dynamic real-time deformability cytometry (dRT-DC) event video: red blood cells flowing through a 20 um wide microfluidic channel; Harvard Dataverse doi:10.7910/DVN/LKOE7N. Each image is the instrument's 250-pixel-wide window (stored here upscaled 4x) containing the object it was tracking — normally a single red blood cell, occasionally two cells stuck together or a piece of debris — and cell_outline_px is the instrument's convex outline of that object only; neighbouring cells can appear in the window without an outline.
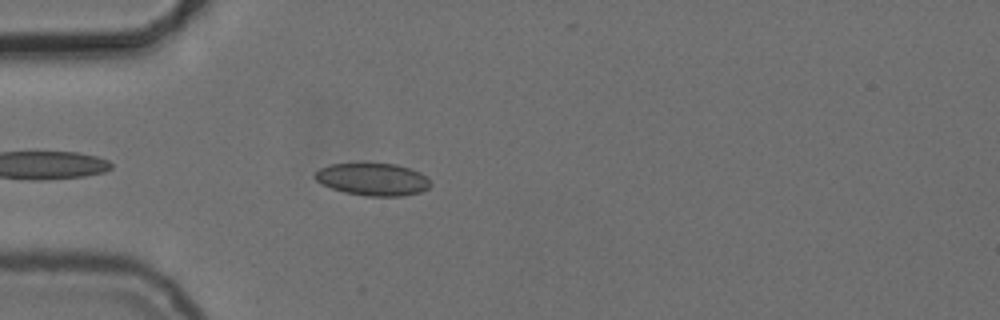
{"species": "common noctule bat (a hibernating species)", "species_latin": "Nyctalus noctula", "temperature_condition": "cold", "stored_images_in_passage": 22, "camera_frame_rate_fps": 3000, "um_per_image_px": 0.085, "animal": {"sex": "female", "body_mass_g": 24.6, "forearm_length_mm": 56.2}, "frame": {"image": 1, "passage_image": 4, "time_ms": 1.0, "image_size_px": [1000, 320], "cell_outline_px": [[432, 184], [428, 188], [420, 192], [404, 196], [364, 196], [344, 192], [332, 188], [316, 180], [312, 176], [320, 168], [328, 164], [396, 164], [420, 172]], "centroid_in_image_um": [31.68, 15.25], "position_along_channel_um": 53.3, "area_um2": 21.68}}
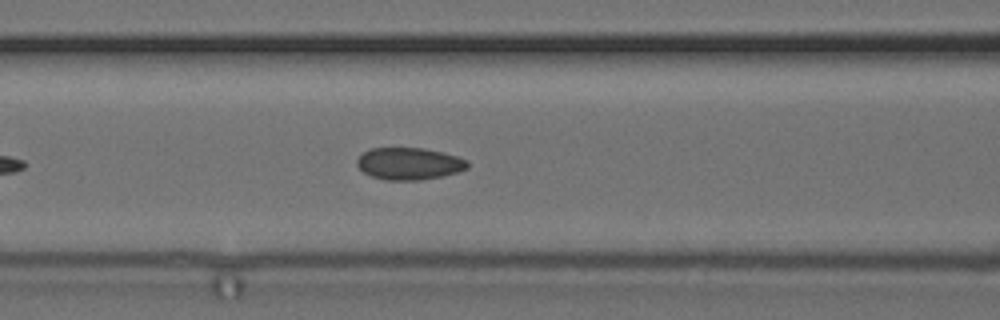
{"frame": {"image": 2, "passage_image": 11, "time_ms": 3.333, "image_size_px": [1000, 320], "cell_outline_px": [[468, 168], [444, 176], [420, 180], [388, 180], [372, 176], [364, 172], [356, 164], [356, 160], [364, 152], [372, 148], [424, 148], [456, 156], [468, 160]], "centroid_in_image_um": [34.78, 13.91], "position_along_channel_um": 131.8, "area_um2": 20.52}}
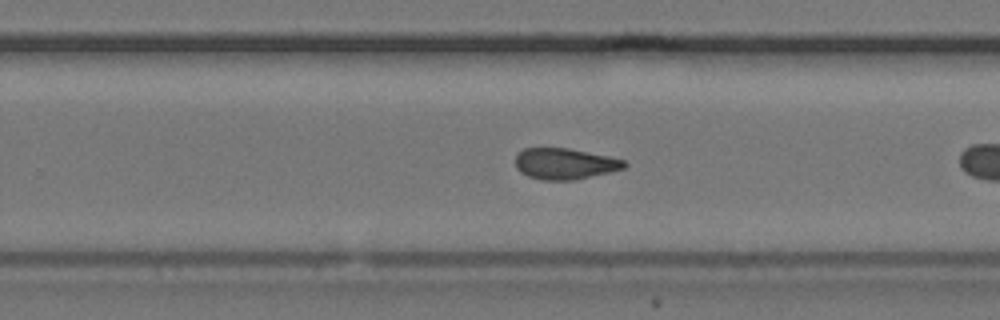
{"frame": {"image": 3, "passage_image": 20, "time_ms": 6.333, "image_size_px": [1000, 320], "cell_outline_px": [[628, 164], [624, 168], [576, 180], [540, 180], [528, 176], [520, 172], [516, 168], [516, 152], [524, 148], [568, 148], [608, 156], [624, 160]], "centroid_in_image_um": [47.97, 13.92], "position_along_channel_um": 281.8, "area_um2": 19.77}}